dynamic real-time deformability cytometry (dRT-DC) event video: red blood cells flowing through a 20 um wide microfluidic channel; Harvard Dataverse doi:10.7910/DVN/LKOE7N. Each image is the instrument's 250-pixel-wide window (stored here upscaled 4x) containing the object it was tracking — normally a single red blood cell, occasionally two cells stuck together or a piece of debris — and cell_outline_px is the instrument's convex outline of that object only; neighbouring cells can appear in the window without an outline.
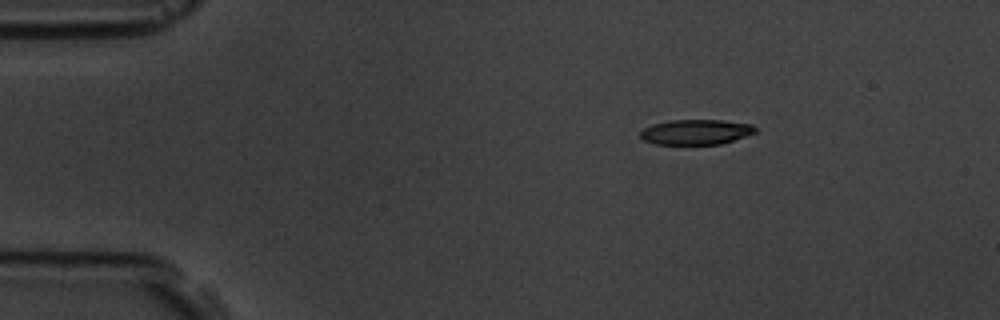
{"species": "common noctule bat (a hibernating species)", "species_latin": "Nyctalus noctula", "temperature_condition": "room temperature", "stored_images_in_passage": 3, "camera_frame_rate_fps": 3000, "um_per_image_px": 0.085, "animal": {"sex": "male", "body_mass_g": 19.5, "forearm_length_mm": 54.6}, "frame": {"image": 1, "passage_image": 1, "time_ms": 0.0, "image_size_px": [1000, 320], "cell_outline_px": [[756, 132], [720, 144], [656, 144], [644, 140], [640, 136], [640, 132], [644, 128], [652, 124], [672, 120], [720, 120], [752, 124], [756, 128]], "centroid_in_image_um": [59.14, 11.21], "position_along_channel_um": 25.9, "area_um2": 16.65}}